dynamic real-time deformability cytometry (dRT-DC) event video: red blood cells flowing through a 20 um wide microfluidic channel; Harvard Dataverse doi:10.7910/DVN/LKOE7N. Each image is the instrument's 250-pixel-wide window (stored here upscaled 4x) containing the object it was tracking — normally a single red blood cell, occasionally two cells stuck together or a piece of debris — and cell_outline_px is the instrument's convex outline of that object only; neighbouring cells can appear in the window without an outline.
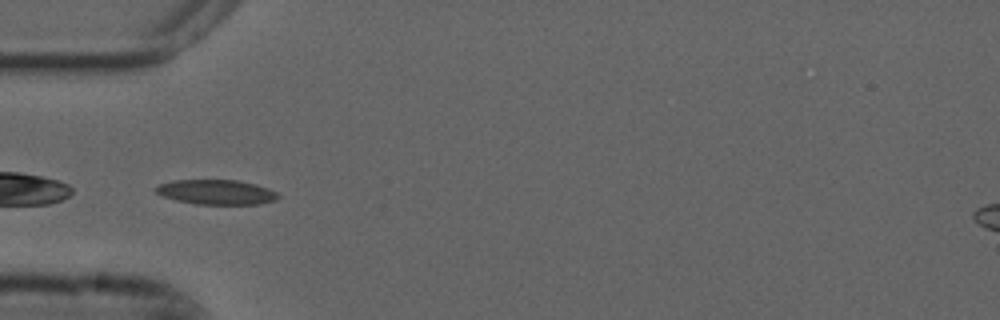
{"species": "common noctule bat (a hibernating species)", "species_latin": "Nyctalus noctula", "temperature_condition": "cold", "stored_images_in_passage": 36, "camera_frame_rate_fps": 3000, "um_per_image_px": 0.085, "animal": {"sex": "male", "forearm_length_mm": 52.5}, "frame": {"image": 1, "passage_image": 1, "time_ms": 0.0, "image_size_px": [1000, 320], "cell_outline_px": [[280, 196], [276, 200], [260, 204], [196, 204], [176, 200], [164, 196], [156, 192], [152, 188], [160, 184], [172, 180], [236, 180], [256, 184], [268, 188], [276, 192]], "centroid_in_image_um": [18.39, 16.32], "position_along_channel_um": 66.6, "area_um2": 17.69}}
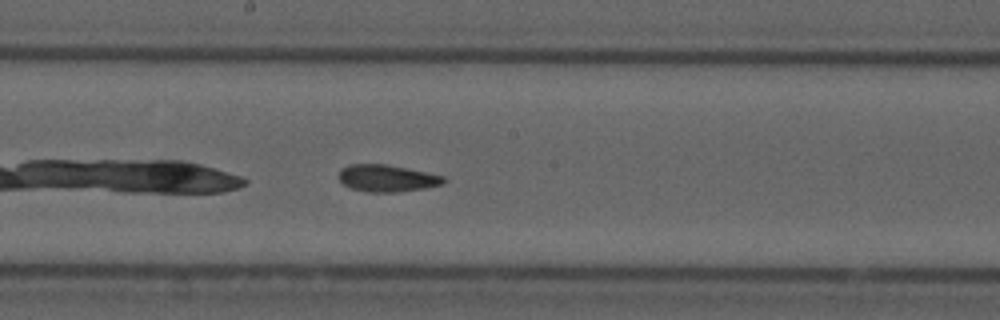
{"frame": {"image": 2, "passage_image": 13, "time_ms": 4.0, "image_size_px": [1000, 320], "cell_outline_px": [[448, 180], [444, 184], [424, 188], [400, 192], [368, 192], [352, 188], [344, 184], [336, 176], [340, 168], [348, 164], [384, 164], [444, 176]], "centroid_in_image_um": [32.87, 15.15], "position_along_channel_um": 215.3, "area_um2": 16.53}}
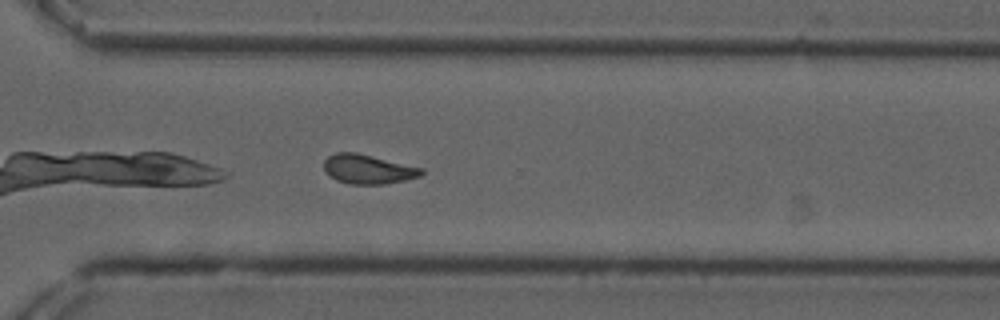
{"frame": {"image": 3, "passage_image": 23, "time_ms": 7.333, "image_size_px": [1000, 320], "cell_outline_px": [[424, 172], [420, 176], [404, 180], [384, 184], [348, 184], [336, 180], [324, 168], [324, 160], [328, 156], [336, 152], [356, 152], [424, 168]], "centroid_in_image_um": [31.3, 14.37], "position_along_channel_um": 339.3, "area_um2": 16.59}, "authors_computed_cell_mechanics": {"area_um2": 16.7909, "velocity_mm_per_s": 3.7242, "shape_relaxation_time_tau1_ms": null, "shape_relaxation_time_tau2_ms": 3.0852, "deformation_change_tau1": null, "deformation_change_tau2": 0.0918}}